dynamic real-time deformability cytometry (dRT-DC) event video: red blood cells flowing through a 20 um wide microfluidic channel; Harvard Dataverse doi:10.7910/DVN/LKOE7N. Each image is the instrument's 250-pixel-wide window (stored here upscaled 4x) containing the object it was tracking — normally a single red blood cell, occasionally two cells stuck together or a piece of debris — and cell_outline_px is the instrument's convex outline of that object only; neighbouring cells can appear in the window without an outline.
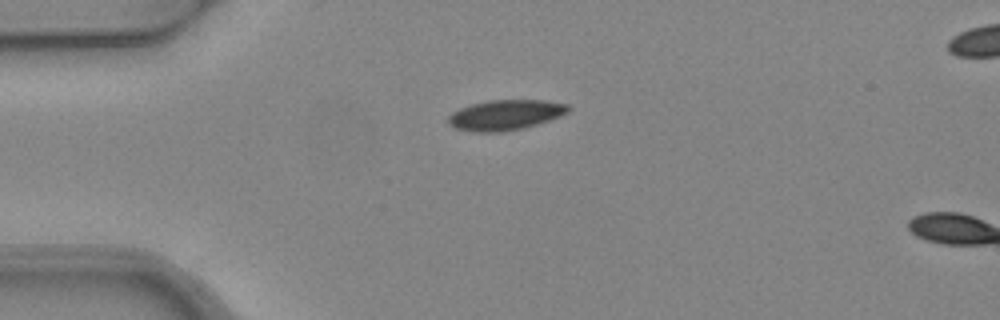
{"species": "common noctule bat (a hibernating species)", "species_latin": "Nyctalus noctula", "temperature_condition": "warm", "stored_images_in_passage": 2, "camera_frame_rate_fps": 3000, "um_per_image_px": 0.085, "animal": {"sex": "female", "body_mass_g": 24.6, "forearm_length_mm": 56.2}, "frame": {"image": 1, "passage_image": 1, "time_ms": 0.0, "image_size_px": [1000, 320], "cell_outline_px": [[572, 108], [568, 112], [560, 116], [524, 128], [504, 132], [472, 132], [456, 128], [448, 124], [448, 116], [452, 112], [460, 108], [472, 104], [488, 100], [544, 100], [568, 104]], "centroid_in_image_um": [42.95, 9.77], "position_along_channel_um": 42.0, "area_um2": 21.27}}